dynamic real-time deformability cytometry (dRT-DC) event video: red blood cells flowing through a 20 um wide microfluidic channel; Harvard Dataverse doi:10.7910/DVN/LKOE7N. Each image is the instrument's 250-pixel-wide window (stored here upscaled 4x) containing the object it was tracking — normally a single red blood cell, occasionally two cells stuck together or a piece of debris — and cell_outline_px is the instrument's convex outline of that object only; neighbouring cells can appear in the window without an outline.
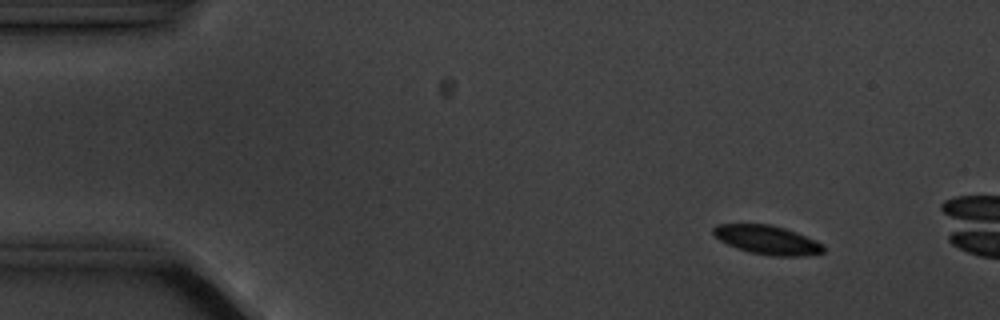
{"species": "common noctule bat (a hibernating species)", "species_latin": "Nyctalus noctula", "temperature_condition": "cold", "stored_images_in_passage": 5, "camera_frame_rate_fps": 3000, "um_per_image_px": 0.085, "animal": {"sex": "male", "body_mass_g": 20.1, "forearm_length_mm": 53.5}, "frame": {"image": 1, "passage_image": 2, "time_ms": 1.333, "image_size_px": [1000, 320], "cell_outline_px": [[824, 252], [804, 256], [776, 256], [752, 252], [736, 248], [720, 240], [712, 232], [712, 228], [716, 224], [768, 224], [784, 228], [796, 232], [824, 244]], "centroid_in_image_um": [65.22, 20.38], "position_along_channel_um": 19.8, "area_um2": 18.38}}